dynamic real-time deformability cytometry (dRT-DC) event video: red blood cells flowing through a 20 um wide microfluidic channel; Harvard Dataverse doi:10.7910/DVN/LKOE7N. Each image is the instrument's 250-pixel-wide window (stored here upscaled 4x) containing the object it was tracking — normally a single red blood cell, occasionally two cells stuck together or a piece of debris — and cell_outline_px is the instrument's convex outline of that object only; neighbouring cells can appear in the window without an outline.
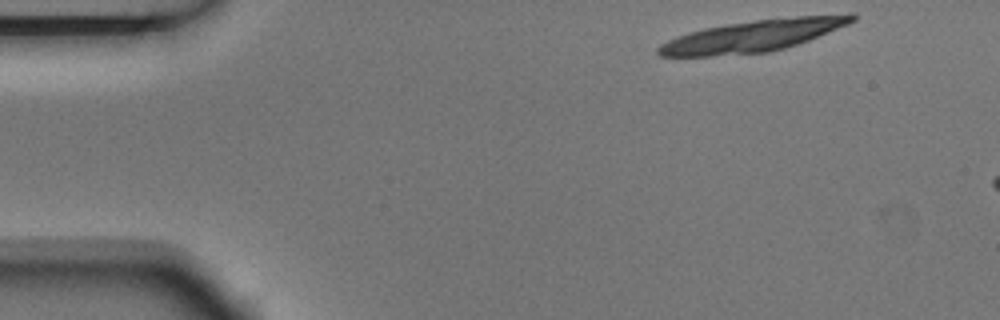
{"species": "Egyptian fruit bat (a non-hibernating species)", "species_latin": "Rousettus aegyptiacus", "temperature_condition": "room temperature", "stored_images_in_passage": 3, "camera_frame_rate_fps": 3000, "um_per_image_px": 0.085, "animal": {"sex": "male"}, "frame": {"image": 1, "passage_image": 1, "time_ms": 0.0, "image_size_px": [1000, 320], "cell_outline_px": [[856, 20], [848, 24], [808, 40], [772, 52], [712, 56], [660, 56], [656, 52], [656, 48], [660, 44], [676, 36], [688, 32], [704, 28], [728, 24], [756, 20], [796, 16], [852, 12], [856, 16]], "centroid_in_image_um": [64.03, 3.04], "position_along_channel_um": 21.0, "area_um2": 35.89}}